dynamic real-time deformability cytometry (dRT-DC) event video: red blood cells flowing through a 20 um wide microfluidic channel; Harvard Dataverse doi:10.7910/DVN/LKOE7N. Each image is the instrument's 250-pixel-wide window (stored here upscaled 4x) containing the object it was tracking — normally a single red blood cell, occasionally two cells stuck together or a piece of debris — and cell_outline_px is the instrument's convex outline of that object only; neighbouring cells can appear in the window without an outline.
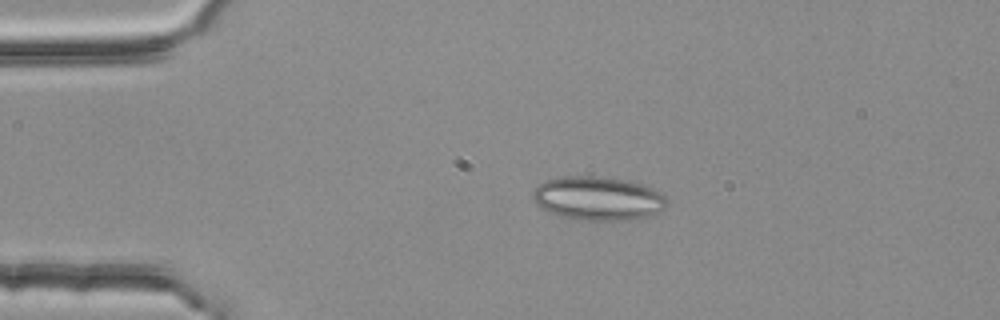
{"species": "common noctule bat (a hibernating species)", "species_latin": "Nyctalus noctula", "temperature_condition": "room temperature", "stored_images_in_passage": 4, "camera_frame_rate_fps": 3000, "um_per_image_px": 0.085, "animal": {"sex": "female", "body_mass_g": 25.1}, "frame": {"image": 1, "passage_image": 3, "time_ms": 0.667, "image_size_px": [1000, 320], "cell_outline_px": [[668, 200], [664, 208], [660, 212], [648, 216], [624, 220], [584, 220], [560, 216], [540, 208], [532, 200], [532, 196], [536, 188], [544, 180], [560, 176], [604, 176], [628, 180], [652, 188], [664, 196]], "centroid_in_image_um": [50.81, 16.85], "position_along_channel_um": 34.2, "area_um2": 34.28}}